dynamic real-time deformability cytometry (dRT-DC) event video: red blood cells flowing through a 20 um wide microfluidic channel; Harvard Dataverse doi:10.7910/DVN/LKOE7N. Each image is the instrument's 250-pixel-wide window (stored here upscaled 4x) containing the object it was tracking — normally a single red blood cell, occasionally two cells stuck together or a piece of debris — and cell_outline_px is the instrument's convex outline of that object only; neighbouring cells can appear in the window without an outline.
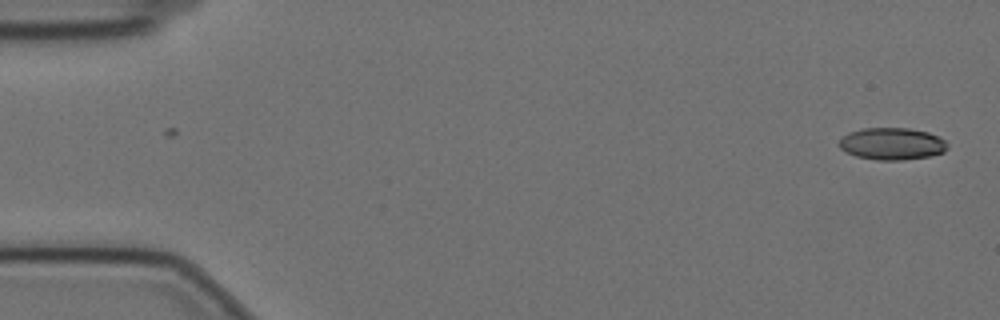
{"species": "Egyptian fruit bat (a non-hibernating species)", "species_latin": "Rousettus aegyptiacus", "temperature_condition": "cold", "stored_images_in_passage": 2, "camera_frame_rate_fps": 3000, "um_per_image_px": 0.085, "animal": {"sex": "female"}, "frame": {"image": 1, "passage_image": 1, "time_ms": 0.0, "image_size_px": [1000, 320], "cell_outline_px": [[948, 148], [944, 152], [928, 156], [904, 160], [876, 160], [856, 156], [840, 148], [840, 140], [848, 132], [864, 128], [908, 128], [928, 132], [944, 140], [948, 144]], "centroid_in_image_um": [75.83, 12.22], "position_along_channel_um": 9.2, "area_um2": 20.11}}